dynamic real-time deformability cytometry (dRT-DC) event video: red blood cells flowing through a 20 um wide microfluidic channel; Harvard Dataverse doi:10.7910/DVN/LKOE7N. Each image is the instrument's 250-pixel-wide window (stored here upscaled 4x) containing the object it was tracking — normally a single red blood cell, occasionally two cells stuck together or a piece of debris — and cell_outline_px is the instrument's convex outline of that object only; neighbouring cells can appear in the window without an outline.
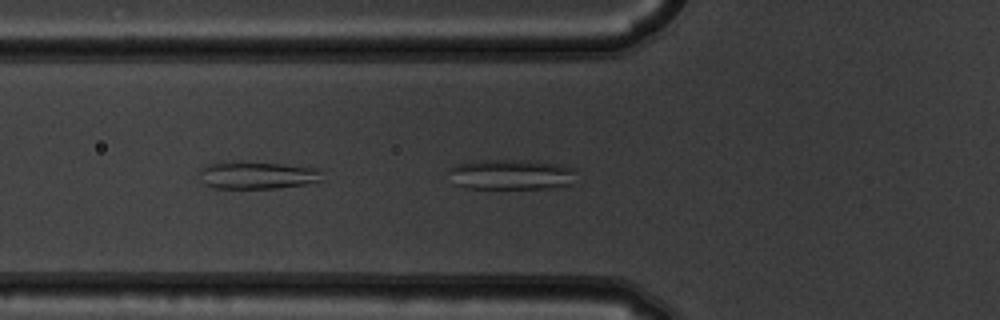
{"species": "common noctule bat (a hibernating species)", "species_latin": "Nyctalus noctula", "temperature_condition": "warm", "stored_images_in_passage": 6, "camera_frame_rate_fps": 3000, "um_per_image_px": 0.085, "animal": {"sex": "male", "body_mass_g": 19.5, "forearm_length_mm": 54.6}, "frame": {"image": 1, "passage_image": 6, "time_ms": 1.667, "image_size_px": [1000, 320], "cell_outline_px": [[580, 184], [548, 188], [464, 188], [452, 184], [448, 168], [456, 164], [472, 160], [536, 160], [560, 164], [576, 168]], "centroid_in_image_um": [43.54, 14.83], "position_along_channel_um": 82.3, "area_um2": 23.64}}